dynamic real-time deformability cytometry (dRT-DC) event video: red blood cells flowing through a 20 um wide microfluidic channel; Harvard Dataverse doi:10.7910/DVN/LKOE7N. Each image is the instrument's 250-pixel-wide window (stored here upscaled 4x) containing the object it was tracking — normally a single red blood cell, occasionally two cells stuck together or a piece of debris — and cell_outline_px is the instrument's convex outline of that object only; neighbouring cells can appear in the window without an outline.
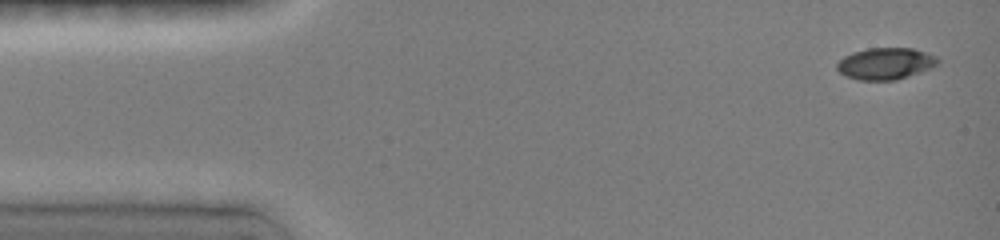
{"species": "common noctule bat (a hibernating species)", "species_latin": "Nyctalus noctula", "temperature_condition": "room temperature", "stored_images_in_passage": 10, "camera_frame_rate_fps": 3000, "um_per_image_px": 0.085, "animal": {"sex": "female", "body_mass_g": 19.0, "forearm_length_mm": 51.5}, "frame": {"image": 1, "passage_image": 1, "time_ms": 0.0, "image_size_px": [1000, 240], "cell_outline_px": [[940, 64], [932, 68], [896, 80], [860, 80], [844, 76], [836, 68], [836, 64], [844, 56], [852, 52], [868, 48], [912, 48], [936, 56], [940, 60]], "centroid_in_image_um": [75.28, 5.41], "position_along_channel_um": 9.7, "area_um2": 18.73}}
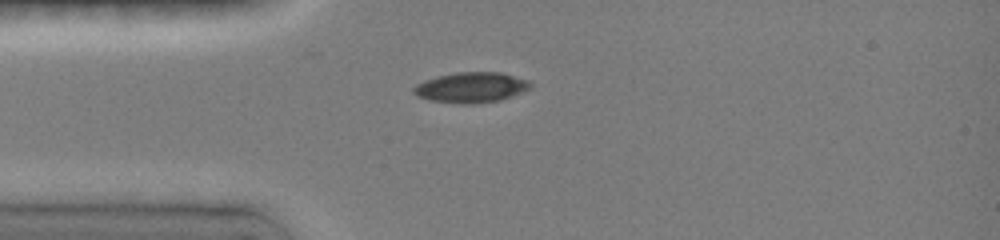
{"frame": {"image": 2, "passage_image": 5, "time_ms": 3.333, "image_size_px": [1000, 240], "cell_outline_px": [[532, 84], [528, 88], [520, 92], [500, 100], [472, 104], [460, 104], [428, 100], [416, 96], [412, 92], [412, 88], [416, 84], [440, 76], [456, 72], [500, 72], [528, 80]], "centroid_in_image_um": [40.0, 7.44], "position_along_channel_um": 45.0, "area_um2": 20.46}}